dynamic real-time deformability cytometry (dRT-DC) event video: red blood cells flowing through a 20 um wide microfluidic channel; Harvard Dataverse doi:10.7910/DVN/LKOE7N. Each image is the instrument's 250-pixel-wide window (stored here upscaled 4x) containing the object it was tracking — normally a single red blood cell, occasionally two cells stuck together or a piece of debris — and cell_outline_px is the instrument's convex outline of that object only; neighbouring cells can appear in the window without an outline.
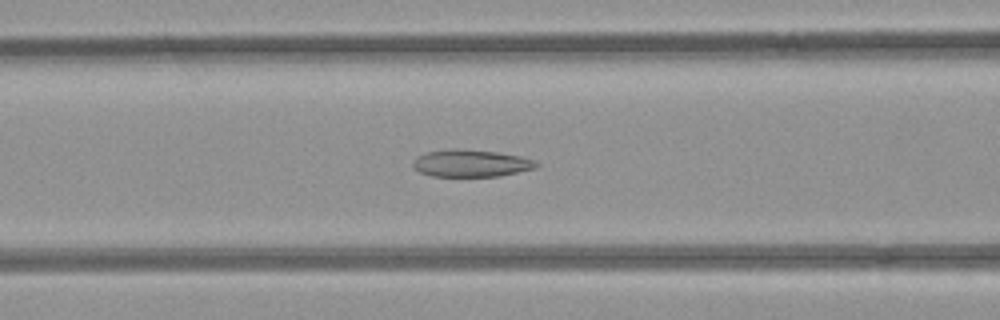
{"species": "common noctule bat (a hibernating species)", "species_latin": "Nyctalus noctula", "temperature_condition": "room temperature", "stored_images_in_passage": 54, "camera_frame_rate_fps": 3000, "um_per_image_px": 0.085, "animal": {"sex": "female", "body_mass_g": 21.9}, "frame": {"image": 1, "passage_image": 22, "time_ms": 7.0, "image_size_px": [1000, 320], "cell_outline_px": [[540, 164], [536, 168], [500, 176], [432, 176], [420, 172], [412, 168], [412, 160], [416, 156], [428, 152], [452, 148], [456, 148], [496, 152], [520, 156], [536, 160]], "centroid_in_image_um": [40.02, 13.87], "position_along_channel_um": 126.6, "area_um2": 19.71}}
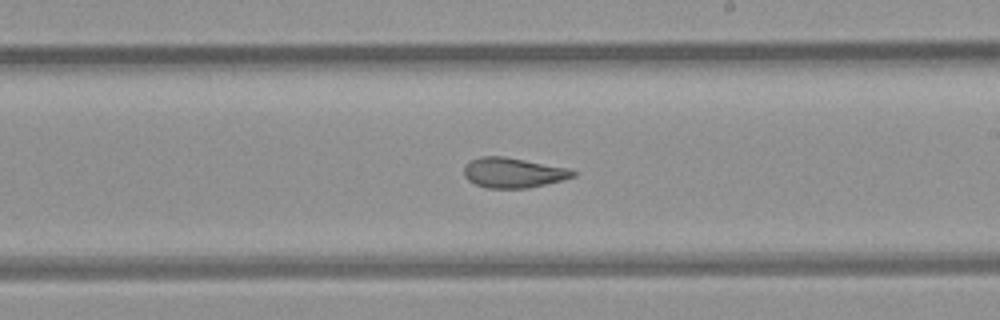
{"frame": {"image": 2, "passage_image": 31, "time_ms": 10.0, "image_size_px": [1000, 320], "cell_outline_px": [[576, 176], [564, 180], [528, 188], [488, 188], [476, 184], [468, 180], [464, 176], [464, 164], [480, 156], [504, 156], [568, 168], [576, 172]], "centroid_in_image_um": [43.62, 14.68], "position_along_channel_um": 245.4, "area_um2": 19.13}}
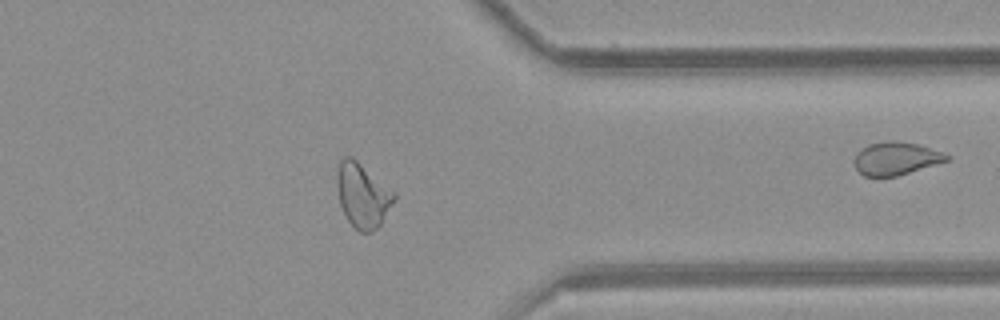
{"frame": {"image": 3, "passage_image": 42, "time_ms": 13.667, "image_size_px": [1000, 320], "cell_outline_px": [[396, 200], [380, 224], [372, 232], [360, 232], [348, 220], [340, 204], [336, 184], [336, 172], [340, 160], [344, 156], [352, 156], [396, 192]], "centroid_in_image_um": [30.83, 16.57], "position_along_channel_um": 380.6, "area_um2": 21.56}, "authors_computed_cell_mechanics": {"area_um2": 22.5998, "velocity_mm_per_s": 3.9591, "shape_relaxation_time_tau1_ms": null, "shape_relaxation_time_tau2_ms": 2.1733, "deformation_change_tau1": null, "deformation_change_tau2": 0.1041}}